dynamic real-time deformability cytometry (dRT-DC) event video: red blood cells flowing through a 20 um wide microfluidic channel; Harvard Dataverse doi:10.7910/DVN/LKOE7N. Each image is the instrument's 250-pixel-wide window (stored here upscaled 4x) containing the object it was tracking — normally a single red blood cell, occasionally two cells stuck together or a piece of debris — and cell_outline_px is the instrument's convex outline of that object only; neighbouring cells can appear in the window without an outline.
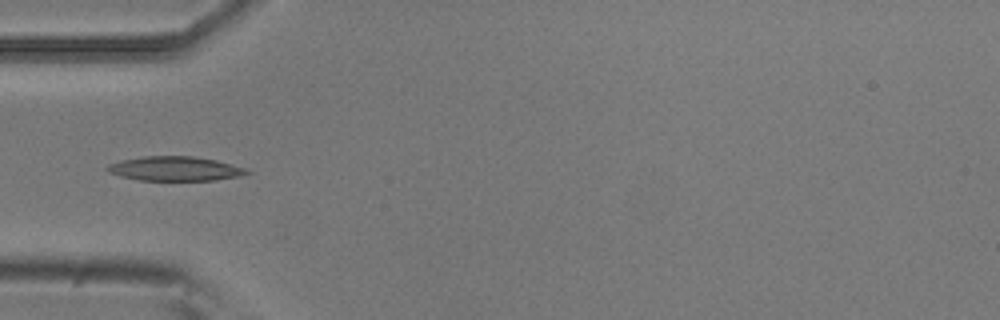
{"species": "common noctule bat (a hibernating species)", "species_latin": "Nyctalus noctula", "temperature_condition": "room temperature", "stored_images_in_passage": 4, "camera_frame_rate_fps": 3000, "um_per_image_px": 0.085, "animal": {"sex": "male", "body_mass_g": 20.5, "forearm_length_mm": 52.5}, "frame": {"image": 1, "passage_image": 4, "time_ms": 1.0, "image_size_px": [1000, 320], "cell_outline_px": [[252, 172], [236, 176], [216, 180], [140, 180], [120, 176], [108, 172], [104, 168], [108, 164], [120, 160], [144, 156], [192, 156], [216, 160], [244, 168]], "centroid_in_image_um": [14.8, 14.33], "position_along_channel_um": 70.2, "area_um2": 19.65}}